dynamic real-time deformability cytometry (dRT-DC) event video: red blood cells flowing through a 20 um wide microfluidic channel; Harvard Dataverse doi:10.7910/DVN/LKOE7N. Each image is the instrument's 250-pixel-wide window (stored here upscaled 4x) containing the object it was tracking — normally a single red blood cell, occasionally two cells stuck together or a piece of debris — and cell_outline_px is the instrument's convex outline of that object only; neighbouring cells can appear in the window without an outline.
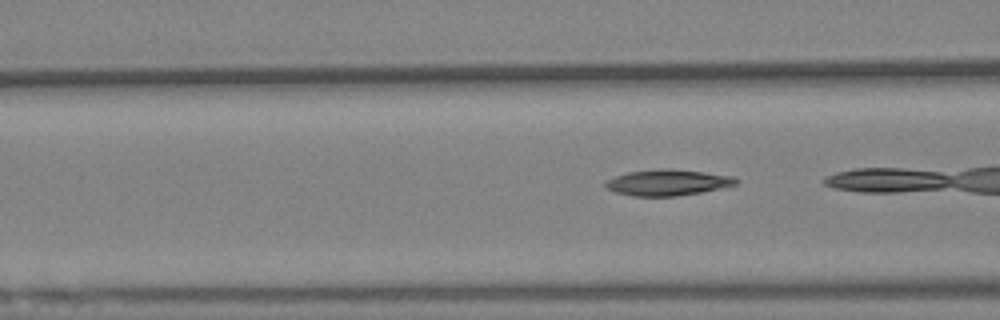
{"species": "Egyptian fruit bat (a non-hibernating species)", "species_latin": "Rousettus aegyptiacus", "temperature_condition": "warm", "stored_images_in_passage": 16, "camera_frame_rate_fps": 3000, "um_per_image_px": 0.085, "animal": {"sex": "female"}, "frame": {"image": 1, "passage_image": 5, "time_ms": 1.333, "image_size_px": [1000, 320], "cell_outline_px": [[740, 180], [736, 184], [720, 188], [700, 192], [676, 196], [632, 196], [616, 192], [604, 188], [604, 180], [628, 172], [664, 168], [672, 168], [736, 176]], "centroid_in_image_um": [56.74, 15.5], "position_along_channel_um": 109.9, "area_um2": 19.94}}
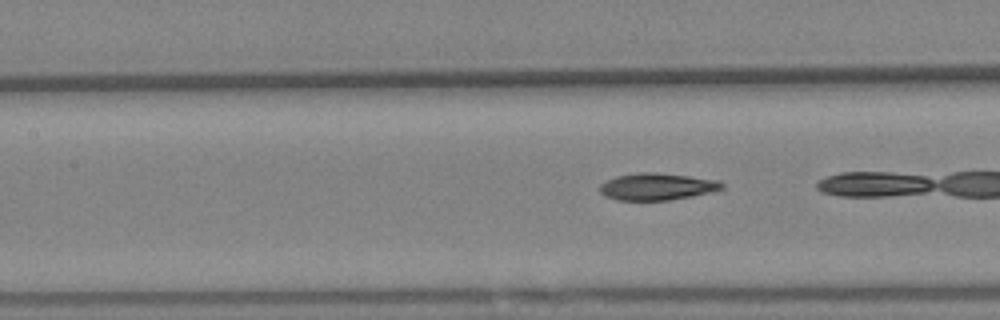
{"frame": {"image": 2, "passage_image": 10, "time_ms": 3.0, "image_size_px": [1000, 320], "cell_outline_px": [[724, 188], [712, 192], [692, 196], [668, 200], [616, 200], [604, 196], [600, 192], [600, 184], [616, 176], [636, 172], [656, 172], [720, 180], [724, 184]], "centroid_in_image_um": [55.85, 15.86], "position_along_channel_um": 151.5, "area_um2": 19.31}}